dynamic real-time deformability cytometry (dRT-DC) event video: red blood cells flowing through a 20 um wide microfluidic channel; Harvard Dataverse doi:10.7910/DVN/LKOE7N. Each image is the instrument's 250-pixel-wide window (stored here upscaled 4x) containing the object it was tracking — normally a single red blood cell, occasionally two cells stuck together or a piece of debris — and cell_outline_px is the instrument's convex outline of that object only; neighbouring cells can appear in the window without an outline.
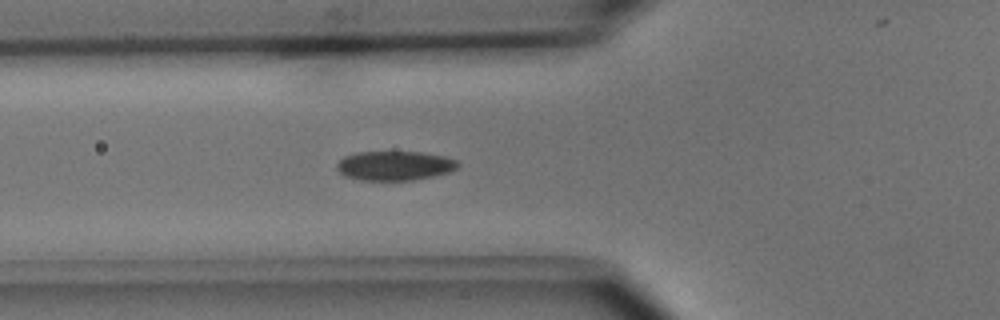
{"species": "common noctule bat (a hibernating species)", "species_latin": "Nyctalus noctula", "temperature_condition": "cold", "stored_images_in_passage": 37, "segment_of_instrument_passage": [1, 2], "camera_frame_rate_fps": 3000, "um_per_image_px": 0.085, "animal": {"sex": "male", "body_mass_g": 15.6}, "frame": {"image": 1, "passage_image": 4, "time_ms": 1.0, "image_size_px": [1000, 320], "cell_outline_px": [[460, 164], [452, 172], [412, 180], [360, 180], [344, 176], [336, 168], [336, 164], [344, 156], [356, 152], [420, 152], [444, 156], [456, 160]], "centroid_in_image_um": [33.54, 14.08], "position_along_channel_um": 92.3, "area_um2": 20.75}}
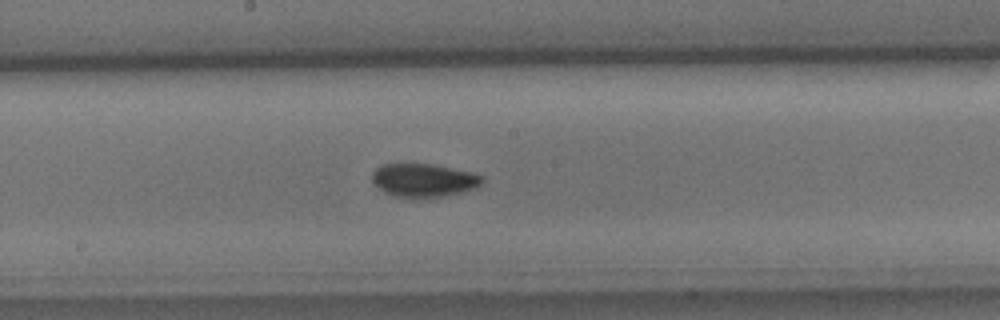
{"frame": {"image": 2, "passage_image": 13, "time_ms": 4.0, "image_size_px": [1000, 320], "cell_outline_px": [[484, 180], [480, 184], [472, 188], [460, 192], [444, 196], [392, 196], [384, 192], [372, 180], [372, 172], [376, 168], [384, 164], [436, 164], [472, 172], [484, 176]], "centroid_in_image_um": [36.02, 15.29], "position_along_channel_um": 212.2, "area_um2": 20.98}}
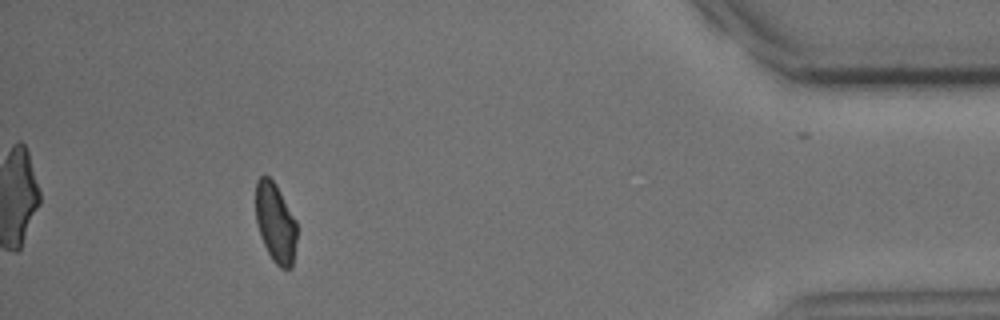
{"frame": {"image": 3, "passage_image": 32, "time_ms": 10.333, "image_size_px": [1000, 320], "cell_outline_px": [[296, 240], [292, 268], [280, 268], [272, 260], [260, 236], [256, 224], [256, 180], [260, 176], [268, 176], [276, 184], [296, 220]], "centroid_in_image_um": [23.4, 18.93], "position_along_channel_um": 411.8, "area_um2": 19.07}}